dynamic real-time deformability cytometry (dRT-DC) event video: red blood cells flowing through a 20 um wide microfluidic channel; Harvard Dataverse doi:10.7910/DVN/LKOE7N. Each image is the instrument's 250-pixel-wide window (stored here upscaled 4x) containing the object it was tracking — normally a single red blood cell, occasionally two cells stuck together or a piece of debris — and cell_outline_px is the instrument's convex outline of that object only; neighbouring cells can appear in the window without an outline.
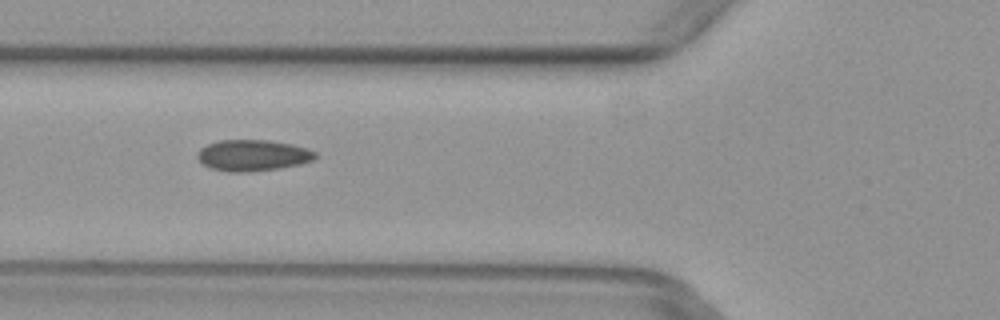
{"species": "common noctule bat (a hibernating species)", "species_latin": "Nyctalus noctula", "temperature_condition": "warm", "stored_images_in_passage": 7, "camera_frame_rate_fps": 3000, "um_per_image_px": 0.085, "animal": {"sex": "female", "body_mass_g": 29.2, "forearm_length_mm": 56.3}, "frame": {"image": 1, "passage_image": 5, "time_ms": 1.333, "image_size_px": [1000, 320], "cell_outline_px": [[316, 156], [312, 160], [300, 164], [280, 168], [248, 172], [228, 172], [208, 168], [196, 156], [200, 148], [208, 144], [220, 140], [268, 140], [292, 144], [308, 148], [316, 152]], "centroid_in_image_um": [21.48, 13.21], "position_along_channel_um": 104.3, "area_um2": 21.5}}
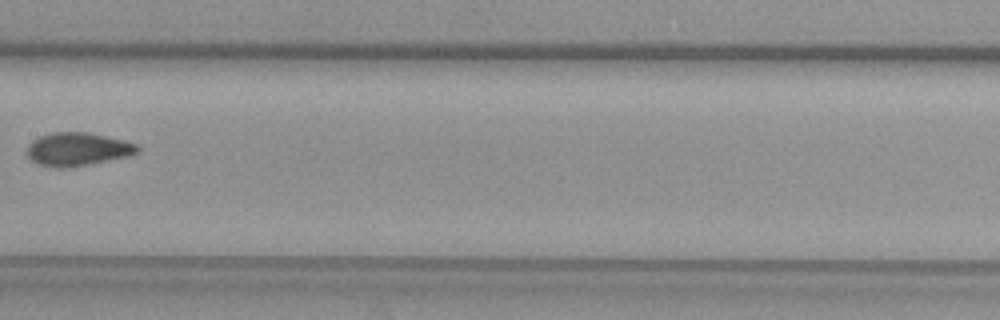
{"frame": {"image": 2, "passage_image": 7, "time_ms": 2.0, "image_size_px": [1000, 320], "cell_outline_px": [[140, 152], [128, 156], [84, 164], [60, 168], [56, 168], [36, 164], [28, 156], [28, 144], [32, 140], [40, 136], [52, 132], [88, 132], [124, 140], [136, 144], [140, 148]], "centroid_in_image_um": [6.58, 12.66], "position_along_channel_um": 200.8, "area_um2": 21.15}}